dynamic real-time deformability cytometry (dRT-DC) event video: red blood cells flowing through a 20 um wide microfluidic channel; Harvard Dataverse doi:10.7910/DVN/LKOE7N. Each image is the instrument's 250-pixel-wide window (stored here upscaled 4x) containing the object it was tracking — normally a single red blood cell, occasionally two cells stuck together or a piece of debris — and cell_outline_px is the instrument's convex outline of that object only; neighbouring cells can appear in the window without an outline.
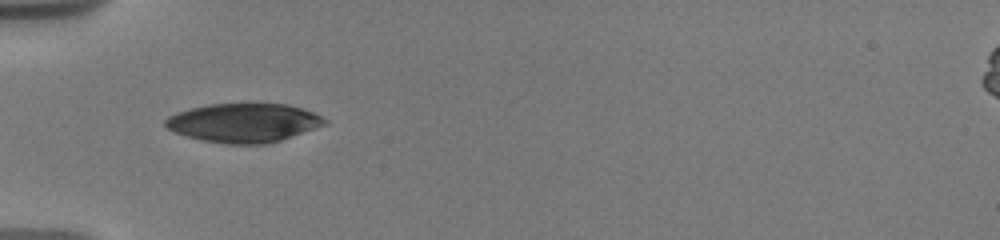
{"species": "human", "species_latin": "Homo sapiens", "temperature_condition": "warm", "stored_images_in_passage": 64, "camera_frame_rate_fps": 3000, "um_per_image_px": 0.085, "donor": {"sex": "male"}, "frame": {"image": 1, "passage_image": 1, "time_ms": 0.0, "image_size_px": [1000, 240], "cell_outline_px": [[328, 124], [268, 144], [228, 144], [204, 140], [188, 136], [176, 132], [168, 128], [164, 124], [164, 120], [168, 116], [176, 112], [208, 104], [248, 100], [288, 104], [312, 112], [328, 120]], "centroid_in_image_um": [20.74, 10.38], "position_along_channel_um": 64.3, "area_um2": 36.99}}
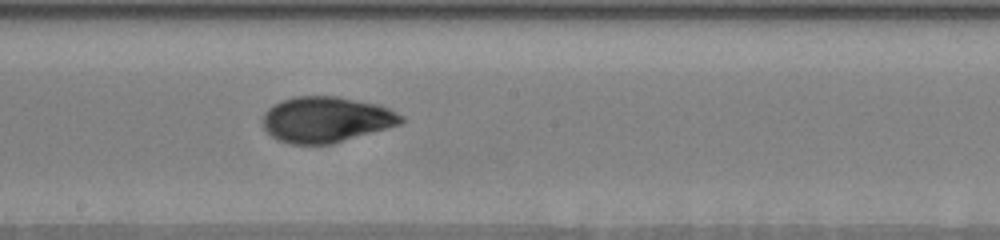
{"frame": {"image": 2, "passage_image": 24, "time_ms": 4.333, "image_size_px": [1000, 240], "cell_outline_px": [[404, 120], [400, 124], [388, 128], [332, 144], [288, 144], [276, 140], [264, 128], [264, 112], [272, 104], [280, 100], [296, 96], [336, 96], [376, 104], [388, 108], [404, 116]], "centroid_in_image_um": [27.7, 10.16], "position_along_channel_um": 220.5, "area_um2": 36.93}}
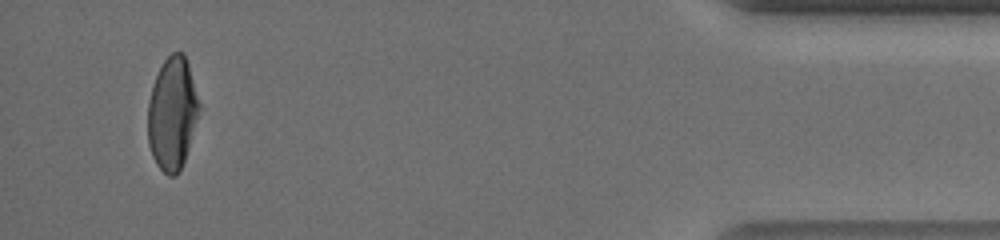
{"frame": {"image": 3, "passage_image": 61, "time_ms": 11.333, "image_size_px": [1000, 240], "cell_outline_px": [[200, 108], [184, 160], [180, 168], [172, 176], [168, 176], [156, 164], [152, 156], [148, 144], [148, 100], [152, 84], [164, 60], [172, 52], [184, 52], [188, 64], [200, 104]], "centroid_in_image_um": [14.62, 9.62], "position_along_channel_um": 420.6, "area_um2": 33.35}, "authors_computed_cell_mechanics": {"area_um2": 36.3851, "velocity_mm_per_s": 3.7048, "shape_relaxation_time_tau1_ms": 5.7343, "shape_relaxation_time_tau2_ms": 1.4884, "deformation_change_tau1": 0.1887, "deformation_change_tau2": 0.0545}}